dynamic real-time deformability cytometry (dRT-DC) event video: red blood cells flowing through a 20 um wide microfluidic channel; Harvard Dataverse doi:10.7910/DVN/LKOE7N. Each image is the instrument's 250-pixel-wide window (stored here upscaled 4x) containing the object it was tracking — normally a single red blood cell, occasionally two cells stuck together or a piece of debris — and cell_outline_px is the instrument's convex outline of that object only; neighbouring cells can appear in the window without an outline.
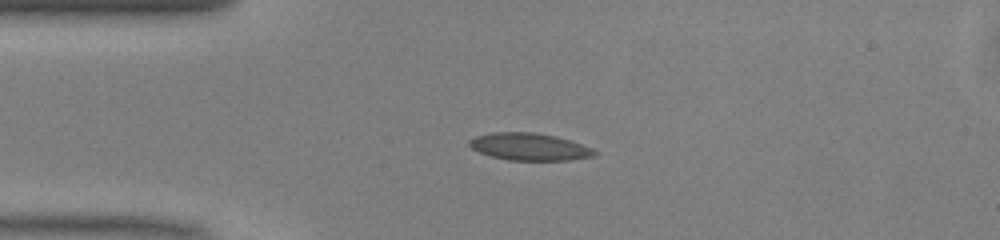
{"species": "common noctule bat (a hibernating species)", "species_latin": "Nyctalus noctula", "temperature_condition": "warm", "stored_images_in_passage": 42, "camera_frame_rate_fps": 3000, "um_per_image_px": 0.085, "animal": {"sex": "male", "body_mass_g": 13.0, "forearm_length_mm": 53.1}, "frame": {"image": 1, "passage_image": 10, "time_ms": 3.0, "image_size_px": [1000, 240], "cell_outline_px": [[600, 152], [596, 156], [568, 160], [508, 160], [492, 156], [480, 152], [472, 148], [468, 144], [468, 140], [476, 136], [492, 132], [532, 132], [556, 136], [592, 148]], "centroid_in_image_um": [45.01, 12.47], "position_along_channel_um": 40.0, "area_um2": 19.83}}
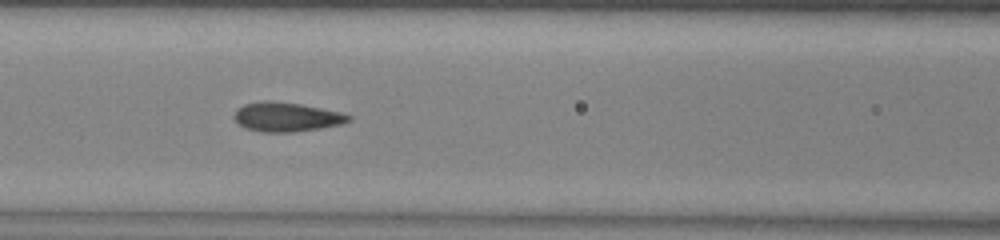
{"frame": {"image": 2, "passage_image": 19, "time_ms": 6.0, "image_size_px": [1000, 240], "cell_outline_px": [[352, 120], [340, 124], [320, 128], [292, 132], [264, 132], [244, 128], [232, 116], [236, 108], [244, 104], [260, 100], [268, 100], [300, 104], [340, 112], [352, 116]], "centroid_in_image_um": [24.31, 9.93], "position_along_channel_um": 142.3, "area_um2": 19.54}}
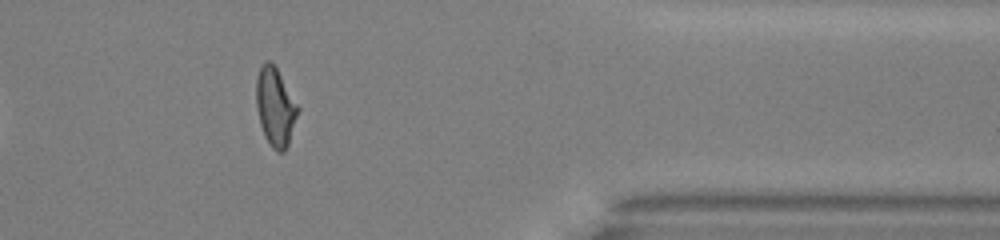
{"frame": {"image": 3, "passage_image": 39, "time_ms": 12.667, "image_size_px": [1000, 240], "cell_outline_px": [[300, 108], [288, 144], [284, 152], [276, 152], [272, 148], [264, 136], [260, 124], [256, 108], [256, 80], [260, 68], [268, 60], [272, 60]], "centroid_in_image_um": [23.4, 9.1], "position_along_channel_um": 388.0, "area_um2": 19.07}, "authors_computed_cell_mechanics": {"area_um2": 19.3341, "velocity_mm_per_s": 4.0816, "shape_relaxation_time_tau1_ms": 5.4117, "shape_relaxation_time_tau2_ms": 1.4379, "deformation_change_tau1": 0.1444, "deformation_change_tau2": 0.0771}}